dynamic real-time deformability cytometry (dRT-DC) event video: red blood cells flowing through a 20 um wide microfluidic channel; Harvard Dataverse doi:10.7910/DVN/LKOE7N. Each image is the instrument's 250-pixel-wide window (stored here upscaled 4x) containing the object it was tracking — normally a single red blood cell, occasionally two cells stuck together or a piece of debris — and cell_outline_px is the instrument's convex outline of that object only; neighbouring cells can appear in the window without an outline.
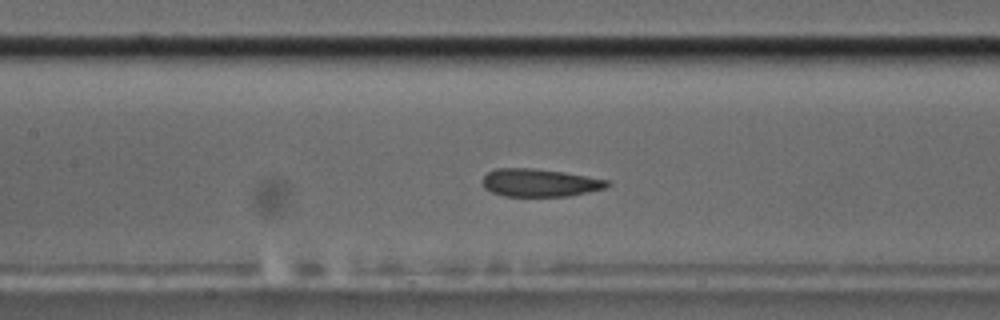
{"species": "common noctule bat (a hibernating species)", "species_latin": "Nyctalus noctula", "temperature_condition": "cold", "stored_images_in_passage": 43, "camera_frame_rate_fps": 3000, "um_per_image_px": 0.085, "animal": {"sex": "male", "body_mass_g": 17.5, "forearm_length_mm": 52.3}, "frame": {"image": 1, "passage_image": 18, "time_ms": 5.667, "image_size_px": [1000, 320], "cell_outline_px": [[612, 184], [608, 188], [568, 196], [504, 196], [492, 192], [484, 188], [480, 180], [488, 172], [496, 168], [532, 168], [564, 172], [608, 180]], "centroid_in_image_um": [45.87, 15.53], "position_along_channel_um": 161.5, "area_um2": 20.4}}
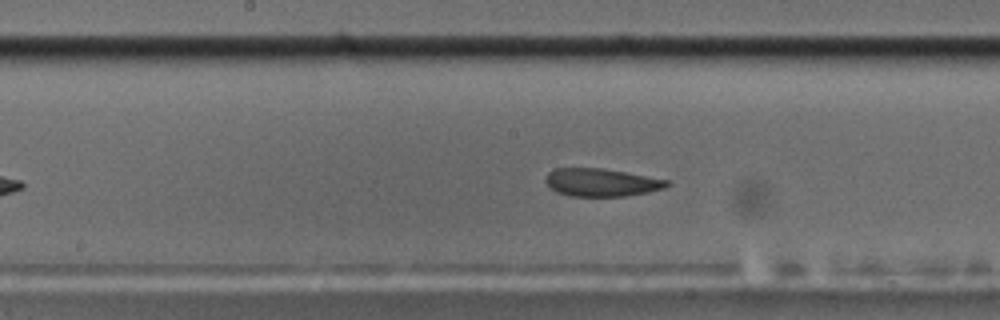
{"frame": {"image": 2, "passage_image": 21, "time_ms": 6.667, "image_size_px": [1000, 320], "cell_outline_px": [[672, 184], [664, 188], [648, 192], [624, 196], [568, 196], [556, 192], [544, 180], [544, 176], [552, 168], [604, 168], [668, 180]], "centroid_in_image_um": [51.09, 15.5], "position_along_channel_um": 197.1, "area_um2": 19.83}}
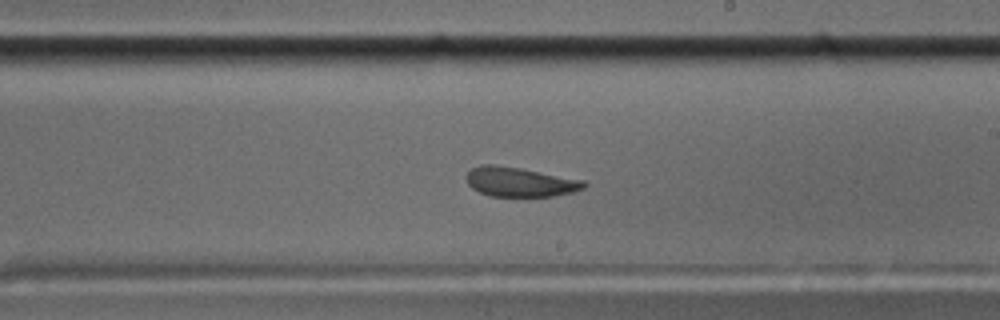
{"frame": {"image": 3, "passage_image": 25, "time_ms": 8.0, "image_size_px": [1000, 320], "cell_outline_px": [[588, 184], [584, 188], [572, 192], [552, 196], [488, 196], [472, 188], [468, 184], [464, 176], [472, 168], [480, 164], [496, 164], [520, 168], [584, 180]], "centroid_in_image_um": [44.15, 15.45], "position_along_channel_um": 244.8, "area_um2": 20.29}, "authors_computed_cell_mechanics": {"area_um2": 21.386, "velocity_mm_per_s": 3.5977, "shape_relaxation_time_tau1_ms": null, "shape_relaxation_time_tau2_ms": 2.8927, "deformation_change_tau1": null, "deformation_change_tau2": 0.0823}}